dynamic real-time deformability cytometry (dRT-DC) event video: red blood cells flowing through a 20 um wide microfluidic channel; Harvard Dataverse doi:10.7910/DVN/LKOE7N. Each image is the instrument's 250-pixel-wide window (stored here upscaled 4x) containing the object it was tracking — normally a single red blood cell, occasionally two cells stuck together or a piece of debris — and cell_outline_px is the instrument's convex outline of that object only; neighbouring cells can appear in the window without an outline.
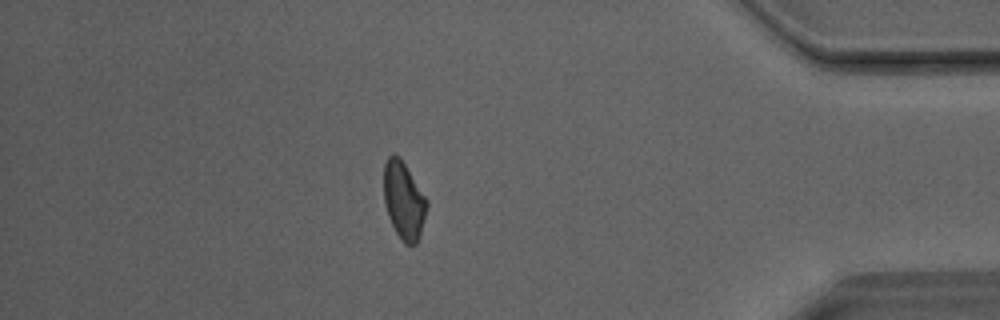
{"species": "Egyptian fruit bat (a non-hibernating species)", "species_latin": "Rousettus aegyptiacus", "temperature_condition": "room temperature", "stored_images_in_passage": 41, "camera_frame_rate_fps": 3000, "um_per_image_px": 0.085, "animal": {"sex": "male"}, "frame": {"image": 1, "passage_image": 35, "time_ms": 11.333, "image_size_px": [1000, 320], "cell_outline_px": [[428, 204], [420, 236], [416, 244], [404, 244], [396, 232], [388, 216], [384, 204], [384, 164], [388, 156], [400, 156], [428, 200]], "centroid_in_image_um": [34.32, 17.04], "position_along_channel_um": 400.9, "area_um2": 19.42}}